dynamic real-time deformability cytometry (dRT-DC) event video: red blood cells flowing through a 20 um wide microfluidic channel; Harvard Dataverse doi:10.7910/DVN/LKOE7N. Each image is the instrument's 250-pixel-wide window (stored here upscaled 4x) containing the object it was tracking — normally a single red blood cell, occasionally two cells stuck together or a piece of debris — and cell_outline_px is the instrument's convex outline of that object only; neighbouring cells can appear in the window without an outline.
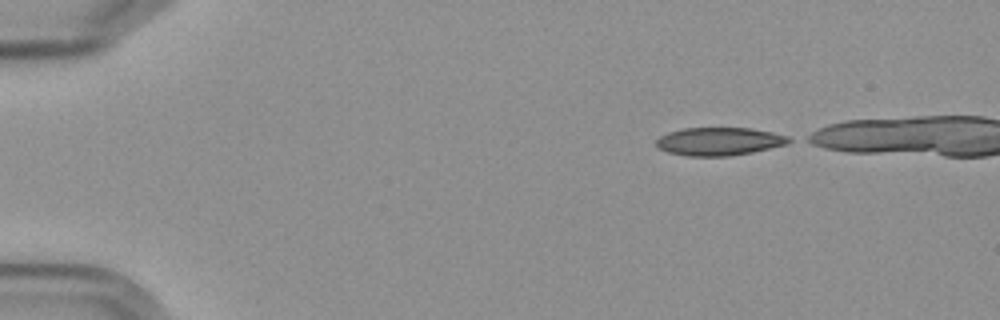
{"species": "Egyptian fruit bat (a non-hibernating species)", "species_latin": "Rousettus aegyptiacus", "temperature_condition": "cold", "stored_images_in_passage": 43, "camera_frame_rate_fps": 3000, "um_per_image_px": 0.085, "frame": {"image": 1, "passage_image": 1, "time_ms": 0.0, "image_size_px": [1000, 320], "cell_outline_px": [[796, 140], [788, 144], [752, 152], [728, 156], [688, 156], [668, 152], [656, 148], [656, 140], [660, 136], [668, 132], [684, 128], [752, 128], [772, 132], [788, 136]], "centroid_in_image_um": [61.15, 12.02], "position_along_channel_um": 23.8, "area_um2": 21.85}}
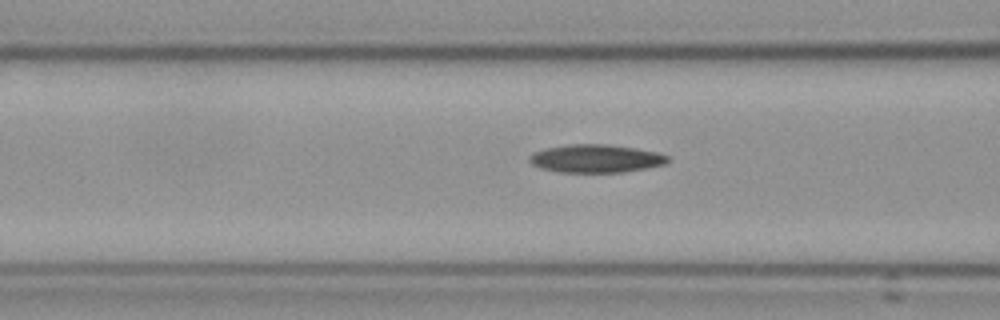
{"frame": {"image": 2, "passage_image": 16, "time_ms": 5.0, "image_size_px": [1000, 320], "cell_outline_px": [[668, 160], [664, 164], [624, 172], [560, 172], [540, 168], [532, 164], [528, 160], [528, 156], [532, 152], [544, 148], [568, 144], [608, 144], [656, 152], [668, 156]], "centroid_in_image_um": [50.56, 13.47], "position_along_channel_um": 116.0, "area_um2": 22.54}}
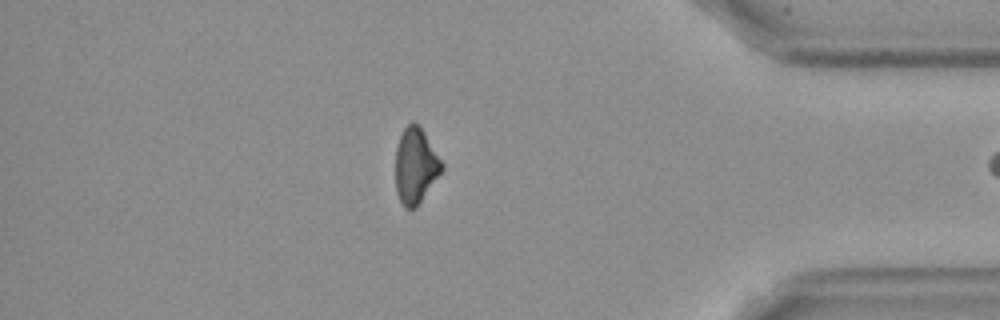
{"frame": {"image": 3, "passage_image": 42, "time_ms": 13.667, "image_size_px": [1000, 320], "cell_outline_px": [[444, 168], [416, 208], [404, 208], [396, 192], [396, 148], [400, 136], [404, 128], [408, 124], [416, 124], [424, 132], [444, 164]], "centroid_in_image_um": [35.32, 14.12], "position_along_channel_um": 399.9, "area_um2": 20.11}}